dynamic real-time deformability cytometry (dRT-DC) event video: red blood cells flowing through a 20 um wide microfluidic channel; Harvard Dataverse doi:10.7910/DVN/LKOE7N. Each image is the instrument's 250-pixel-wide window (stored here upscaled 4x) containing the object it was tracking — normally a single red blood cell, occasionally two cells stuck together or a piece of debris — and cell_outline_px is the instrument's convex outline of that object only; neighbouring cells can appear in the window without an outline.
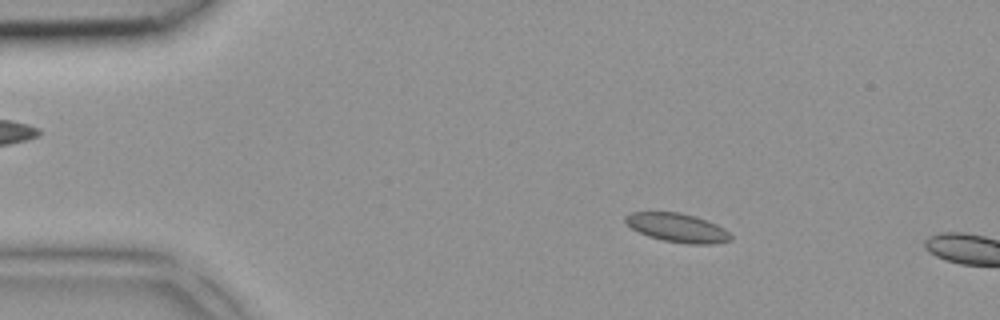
{"species": "common noctule bat (a hibernating species)", "species_latin": "Nyctalus noctula", "temperature_condition": "room temperature", "stored_images_in_passage": 3, "camera_frame_rate_fps": 3000, "um_per_image_px": 0.085, "animal": {"sex": "female", "body_mass_g": 18.4}, "frame": {"image": 1, "passage_image": 2, "time_ms": 0.333, "image_size_px": [1000, 320], "cell_outline_px": [[732, 240], [712, 244], [688, 244], [664, 240], [648, 236], [632, 228], [624, 220], [624, 216], [632, 212], [680, 212], [696, 216], [716, 224], [724, 228], [732, 236]], "centroid_in_image_um": [57.6, 19.35], "position_along_channel_um": 27.4, "area_um2": 17.63}}